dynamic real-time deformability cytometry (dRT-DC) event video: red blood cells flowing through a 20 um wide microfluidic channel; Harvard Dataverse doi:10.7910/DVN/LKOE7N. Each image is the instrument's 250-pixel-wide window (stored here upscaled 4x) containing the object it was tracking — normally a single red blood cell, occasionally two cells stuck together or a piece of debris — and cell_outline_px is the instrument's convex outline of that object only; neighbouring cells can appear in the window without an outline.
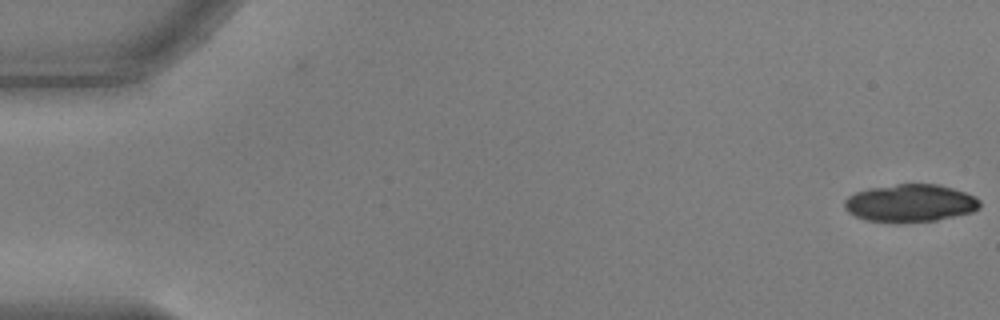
{"species": "common noctule bat (a hibernating species)", "species_latin": "Nyctalus noctula", "temperature_condition": "warm", "stored_images_in_passage": 21, "camera_frame_rate_fps": 3000, "um_per_image_px": 0.085, "animal": {"sex": "male", "body_mass_g": 17.9, "forearm_length_mm": 54.2}, "frame": {"image": 1, "passage_image": 1, "time_ms": 0.0, "image_size_px": [1000, 320], "cell_outline_px": [[980, 208], [972, 212], [936, 220], [896, 224], [864, 220], [848, 212], [844, 208], [844, 200], [848, 196], [856, 192], [868, 188], [896, 184], [936, 184], [952, 188], [976, 196], [980, 200]], "centroid_in_image_um": [77.34, 17.28], "position_along_channel_um": 7.7, "area_um2": 30.11}}